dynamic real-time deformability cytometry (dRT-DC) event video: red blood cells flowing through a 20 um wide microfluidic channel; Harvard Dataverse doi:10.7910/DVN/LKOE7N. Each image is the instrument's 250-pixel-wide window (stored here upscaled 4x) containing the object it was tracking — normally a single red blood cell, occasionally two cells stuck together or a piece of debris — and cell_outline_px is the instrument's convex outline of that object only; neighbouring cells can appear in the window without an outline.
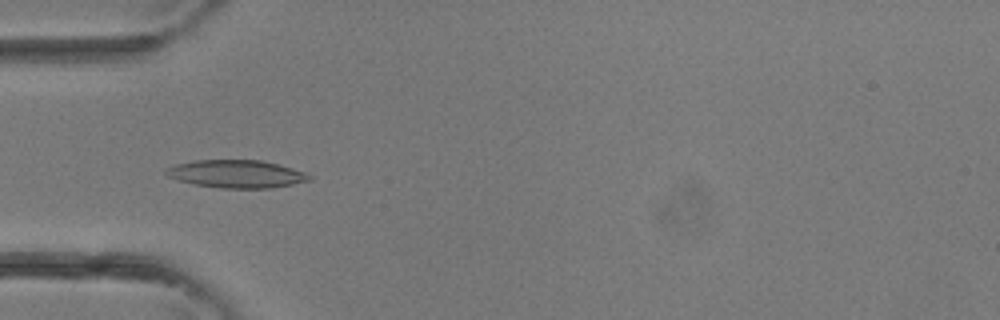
{"species": "common noctule bat (a hibernating species)", "species_latin": "Nyctalus noctula", "temperature_condition": "room temperature", "stored_images_in_passage": 3, "camera_frame_rate_fps": 3000, "um_per_image_px": 0.085, "animal": {"sex": "female"}, "frame": {"image": 1, "passage_image": 3, "time_ms": 0.667, "image_size_px": [1000, 320], "cell_outline_px": [[312, 180], [272, 188], [220, 188], [196, 184], [180, 180], [168, 176], [164, 172], [164, 168], [176, 164], [196, 160], [260, 160], [292, 168], [304, 172], [312, 176]], "centroid_in_image_um": [20.1, 14.78], "position_along_channel_um": 64.9, "area_um2": 23.06}}